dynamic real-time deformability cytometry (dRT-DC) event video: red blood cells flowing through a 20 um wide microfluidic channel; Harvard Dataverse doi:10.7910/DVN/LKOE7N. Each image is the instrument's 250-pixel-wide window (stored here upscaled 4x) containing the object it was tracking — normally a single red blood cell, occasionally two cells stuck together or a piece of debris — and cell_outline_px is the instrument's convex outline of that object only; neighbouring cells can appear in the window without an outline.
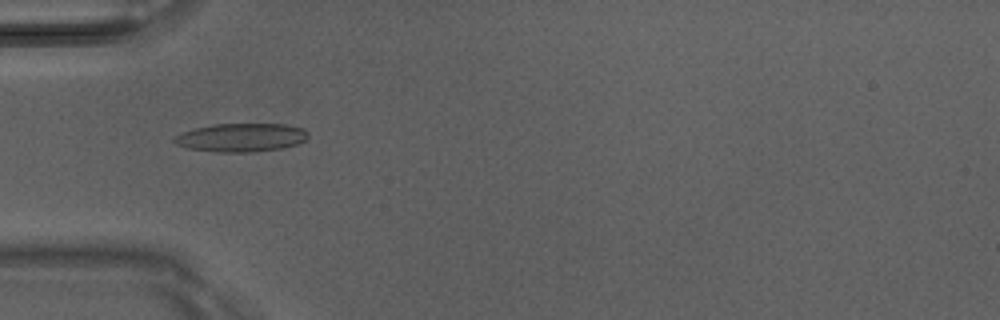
{"species": "Egyptian fruit bat (a non-hibernating species)", "species_latin": "Rousettus aegyptiacus", "temperature_condition": "room temperature", "stored_images_in_passage": 6, "camera_frame_rate_fps": 3000, "um_per_image_px": 0.085, "animal": {"sex": "male"}, "frame": {"image": 1, "passage_image": 4, "time_ms": 1.0, "image_size_px": [1000, 320], "cell_outline_px": [[308, 136], [304, 140], [296, 144], [280, 148], [252, 152], [216, 152], [188, 148], [176, 144], [172, 140], [176, 136], [184, 132], [196, 128], [212, 124], [284, 124], [304, 128], [308, 132]], "centroid_in_image_um": [20.51, 11.68], "position_along_channel_um": 64.5, "area_um2": 22.02}}